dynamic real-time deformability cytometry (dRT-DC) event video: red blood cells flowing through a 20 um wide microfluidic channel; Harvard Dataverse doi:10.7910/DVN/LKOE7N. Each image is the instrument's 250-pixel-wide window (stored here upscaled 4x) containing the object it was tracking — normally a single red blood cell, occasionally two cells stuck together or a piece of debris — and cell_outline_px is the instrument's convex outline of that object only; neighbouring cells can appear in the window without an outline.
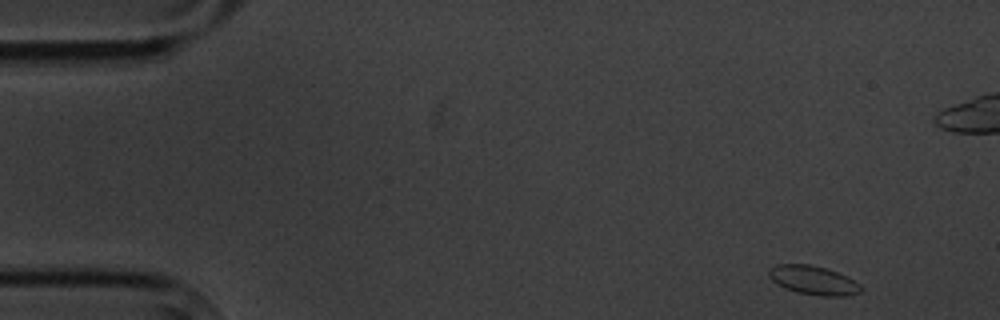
{"species": "common noctule bat (a hibernating species)", "species_latin": "Nyctalus noctula", "temperature_condition": "cold", "stored_images_in_passage": 6, "camera_frame_rate_fps": 3000, "um_per_image_px": 0.085, "animal": {"sex": "male", "body_mass_g": 20.1, "forearm_length_mm": 53.5}, "frame": {"image": 1, "passage_image": 1, "time_ms": 0.0, "image_size_px": [1000, 320], "cell_outline_px": [[860, 292], [844, 296], [820, 296], [796, 292], [784, 288], [772, 280], [768, 276], [768, 272], [776, 264], [808, 264], [824, 268], [836, 272], [860, 284]], "centroid_in_image_um": [69.09, 23.83], "position_along_channel_um": 15.9, "area_um2": 15.2}}
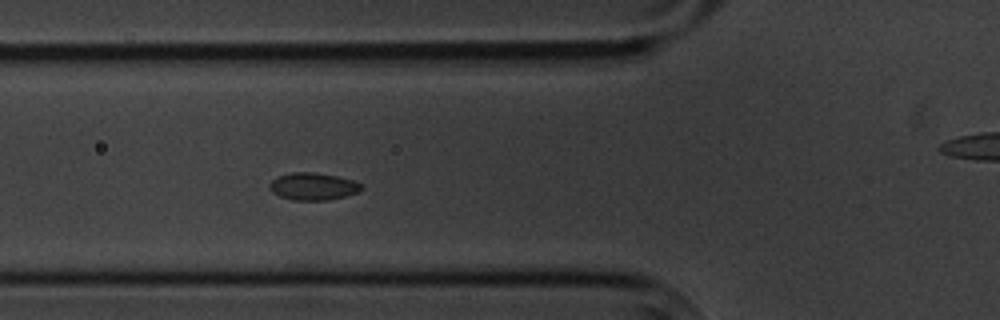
{"frame": {"image": 2, "passage_image": 5, "time_ms": 5.333, "image_size_px": [1000, 320], "cell_outline_px": [[364, 188], [360, 192], [328, 200], [292, 200], [280, 196], [272, 192], [268, 188], [272, 180], [276, 176], [292, 172], [316, 172], [336, 176], [352, 180], [360, 184]], "centroid_in_image_um": [26.6, 15.84], "position_along_channel_um": 99.2, "area_um2": 14.68}}